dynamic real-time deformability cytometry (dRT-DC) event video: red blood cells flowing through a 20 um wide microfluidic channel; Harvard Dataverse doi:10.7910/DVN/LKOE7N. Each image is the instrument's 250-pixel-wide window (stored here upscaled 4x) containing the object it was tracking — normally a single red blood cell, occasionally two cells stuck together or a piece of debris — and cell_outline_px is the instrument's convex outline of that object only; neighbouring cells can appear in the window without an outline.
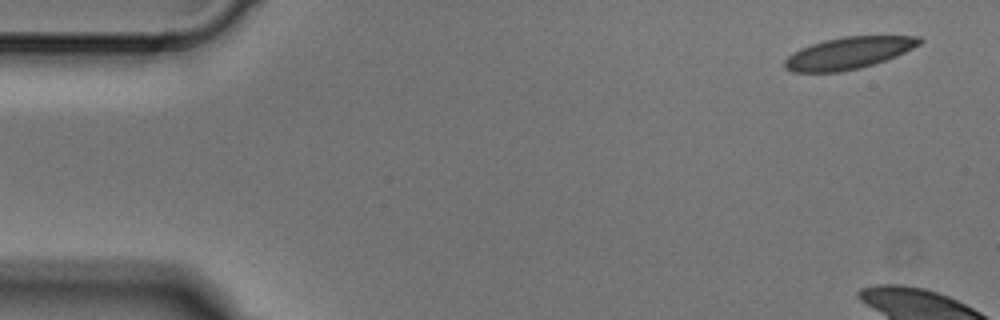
{"species": "Egyptian fruit bat (a non-hibernating species)", "species_latin": "Rousettus aegyptiacus", "temperature_condition": "cold", "stored_images_in_passage": 5, "camera_frame_rate_fps": 3000, "um_per_image_px": 0.085, "animal": {"sex": "male"}, "frame": {"image": 1, "passage_image": 1, "time_ms": 0.0, "image_size_px": [1000, 320], "cell_outline_px": [[924, 40], [920, 44], [896, 56], [860, 68], [840, 72], [792, 72], [784, 68], [784, 60], [792, 52], [800, 48], [824, 40], [844, 36], [920, 36]], "centroid_in_image_um": [72.1, 4.51], "position_along_channel_um": 12.9, "area_um2": 25.03}}